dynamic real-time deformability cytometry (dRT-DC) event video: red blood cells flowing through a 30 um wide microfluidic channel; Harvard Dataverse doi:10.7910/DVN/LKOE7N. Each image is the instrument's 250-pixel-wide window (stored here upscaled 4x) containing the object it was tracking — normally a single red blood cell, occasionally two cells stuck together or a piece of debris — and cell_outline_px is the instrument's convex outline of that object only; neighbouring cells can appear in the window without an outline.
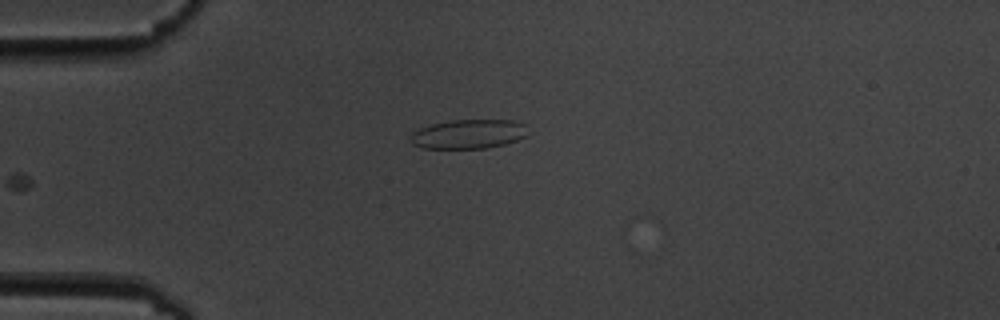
{"species": "common noctule bat (a hibernating species)", "species_latin": "Nyctalus noctula", "temperature_condition": "cold", "stored_images_in_passage": 6, "camera_frame_rate_fps": 3000, "um_per_image_px": 0.085, "animal": {"sex": "male", "body_mass_g": 19.5, "forearm_length_mm": 54.6}, "frame": {"image": 1, "passage_image": 6, "time_ms": 6.667, "image_size_px": [1000, 320], "cell_outline_px": [[532, 132], [528, 136], [504, 144], [488, 148], [424, 148], [412, 144], [412, 132], [420, 128], [432, 124], [452, 120], [516, 120], [524, 124]], "centroid_in_image_um": [39.91, 11.39], "position_along_channel_um": 45.1, "area_um2": 20.11}}